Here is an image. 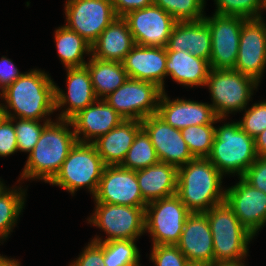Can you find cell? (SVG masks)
I'll use <instances>...</instances> for the list:
<instances>
[{
	"label": "cell",
	"instance_id": "1",
	"mask_svg": "<svg viewBox=\"0 0 266 266\" xmlns=\"http://www.w3.org/2000/svg\"><path fill=\"white\" fill-rule=\"evenodd\" d=\"M70 120L49 122L40 135L23 168L21 179H40L50 182L60 170L70 150L77 143L76 135L69 131Z\"/></svg>",
	"mask_w": 266,
	"mask_h": 266
},
{
	"label": "cell",
	"instance_id": "2",
	"mask_svg": "<svg viewBox=\"0 0 266 266\" xmlns=\"http://www.w3.org/2000/svg\"><path fill=\"white\" fill-rule=\"evenodd\" d=\"M55 84L46 73L32 69L24 73L0 93L7 107L14 110L17 119L40 121L42 117L55 111Z\"/></svg>",
	"mask_w": 266,
	"mask_h": 266
},
{
	"label": "cell",
	"instance_id": "3",
	"mask_svg": "<svg viewBox=\"0 0 266 266\" xmlns=\"http://www.w3.org/2000/svg\"><path fill=\"white\" fill-rule=\"evenodd\" d=\"M223 175L207 158H194L178 168L176 195L191 212H206L225 201Z\"/></svg>",
	"mask_w": 266,
	"mask_h": 266
},
{
	"label": "cell",
	"instance_id": "4",
	"mask_svg": "<svg viewBox=\"0 0 266 266\" xmlns=\"http://www.w3.org/2000/svg\"><path fill=\"white\" fill-rule=\"evenodd\" d=\"M257 158L254 138L242 130L238 122L215 128L212 150L207 159L222 175L237 173L240 178Z\"/></svg>",
	"mask_w": 266,
	"mask_h": 266
},
{
	"label": "cell",
	"instance_id": "5",
	"mask_svg": "<svg viewBox=\"0 0 266 266\" xmlns=\"http://www.w3.org/2000/svg\"><path fill=\"white\" fill-rule=\"evenodd\" d=\"M204 213L213 237L214 264L244 259L254 235L240 223L232 207L223 201Z\"/></svg>",
	"mask_w": 266,
	"mask_h": 266
},
{
	"label": "cell",
	"instance_id": "6",
	"mask_svg": "<svg viewBox=\"0 0 266 266\" xmlns=\"http://www.w3.org/2000/svg\"><path fill=\"white\" fill-rule=\"evenodd\" d=\"M105 167L92 142L77 141L49 183L60 186L71 194L85 186L94 196Z\"/></svg>",
	"mask_w": 266,
	"mask_h": 266
},
{
	"label": "cell",
	"instance_id": "7",
	"mask_svg": "<svg viewBox=\"0 0 266 266\" xmlns=\"http://www.w3.org/2000/svg\"><path fill=\"white\" fill-rule=\"evenodd\" d=\"M205 86L209 87L216 116L224 119L233 111L245 109L258 82L234 69H211Z\"/></svg>",
	"mask_w": 266,
	"mask_h": 266
},
{
	"label": "cell",
	"instance_id": "8",
	"mask_svg": "<svg viewBox=\"0 0 266 266\" xmlns=\"http://www.w3.org/2000/svg\"><path fill=\"white\" fill-rule=\"evenodd\" d=\"M190 214L176 194L147 203L145 231L152 236L153 245H176Z\"/></svg>",
	"mask_w": 266,
	"mask_h": 266
},
{
	"label": "cell",
	"instance_id": "9",
	"mask_svg": "<svg viewBox=\"0 0 266 266\" xmlns=\"http://www.w3.org/2000/svg\"><path fill=\"white\" fill-rule=\"evenodd\" d=\"M88 221L108 234L104 241L96 237L94 242L136 240L145 233V207L96 202L95 212Z\"/></svg>",
	"mask_w": 266,
	"mask_h": 266
},
{
	"label": "cell",
	"instance_id": "10",
	"mask_svg": "<svg viewBox=\"0 0 266 266\" xmlns=\"http://www.w3.org/2000/svg\"><path fill=\"white\" fill-rule=\"evenodd\" d=\"M162 89L156 84L128 78L104 100L125 120L142 121L157 114Z\"/></svg>",
	"mask_w": 266,
	"mask_h": 266
},
{
	"label": "cell",
	"instance_id": "11",
	"mask_svg": "<svg viewBox=\"0 0 266 266\" xmlns=\"http://www.w3.org/2000/svg\"><path fill=\"white\" fill-rule=\"evenodd\" d=\"M65 7V26L91 45L118 17L111 0H67Z\"/></svg>",
	"mask_w": 266,
	"mask_h": 266
},
{
	"label": "cell",
	"instance_id": "12",
	"mask_svg": "<svg viewBox=\"0 0 266 266\" xmlns=\"http://www.w3.org/2000/svg\"><path fill=\"white\" fill-rule=\"evenodd\" d=\"M211 33V69H234L240 42V33L246 18L219 15L204 17Z\"/></svg>",
	"mask_w": 266,
	"mask_h": 266
},
{
	"label": "cell",
	"instance_id": "13",
	"mask_svg": "<svg viewBox=\"0 0 266 266\" xmlns=\"http://www.w3.org/2000/svg\"><path fill=\"white\" fill-rule=\"evenodd\" d=\"M127 21L136 45L165 48L177 21L154 4L128 12Z\"/></svg>",
	"mask_w": 266,
	"mask_h": 266
},
{
	"label": "cell",
	"instance_id": "14",
	"mask_svg": "<svg viewBox=\"0 0 266 266\" xmlns=\"http://www.w3.org/2000/svg\"><path fill=\"white\" fill-rule=\"evenodd\" d=\"M96 202L146 207L140 192L136 171L120 165L106 166L94 195Z\"/></svg>",
	"mask_w": 266,
	"mask_h": 266
},
{
	"label": "cell",
	"instance_id": "15",
	"mask_svg": "<svg viewBox=\"0 0 266 266\" xmlns=\"http://www.w3.org/2000/svg\"><path fill=\"white\" fill-rule=\"evenodd\" d=\"M266 66V24L262 18L246 19L241 27L234 70L258 83Z\"/></svg>",
	"mask_w": 266,
	"mask_h": 266
},
{
	"label": "cell",
	"instance_id": "16",
	"mask_svg": "<svg viewBox=\"0 0 266 266\" xmlns=\"http://www.w3.org/2000/svg\"><path fill=\"white\" fill-rule=\"evenodd\" d=\"M141 125L149 136L160 161L179 168L194 159L181 130L172 127L157 114L145 117Z\"/></svg>",
	"mask_w": 266,
	"mask_h": 266
},
{
	"label": "cell",
	"instance_id": "17",
	"mask_svg": "<svg viewBox=\"0 0 266 266\" xmlns=\"http://www.w3.org/2000/svg\"><path fill=\"white\" fill-rule=\"evenodd\" d=\"M225 191V201L232 207L240 223L255 236L266 223V194L242 177Z\"/></svg>",
	"mask_w": 266,
	"mask_h": 266
},
{
	"label": "cell",
	"instance_id": "18",
	"mask_svg": "<svg viewBox=\"0 0 266 266\" xmlns=\"http://www.w3.org/2000/svg\"><path fill=\"white\" fill-rule=\"evenodd\" d=\"M176 246L188 262L214 264L213 237L204 212H194L187 217Z\"/></svg>",
	"mask_w": 266,
	"mask_h": 266
},
{
	"label": "cell",
	"instance_id": "19",
	"mask_svg": "<svg viewBox=\"0 0 266 266\" xmlns=\"http://www.w3.org/2000/svg\"><path fill=\"white\" fill-rule=\"evenodd\" d=\"M166 61V48L135 45L122 63L129 78L154 83L165 92Z\"/></svg>",
	"mask_w": 266,
	"mask_h": 266
},
{
	"label": "cell",
	"instance_id": "20",
	"mask_svg": "<svg viewBox=\"0 0 266 266\" xmlns=\"http://www.w3.org/2000/svg\"><path fill=\"white\" fill-rule=\"evenodd\" d=\"M157 115L180 130L191 125L213 124L221 120L211 105L178 98L171 101L165 92L160 96Z\"/></svg>",
	"mask_w": 266,
	"mask_h": 266
},
{
	"label": "cell",
	"instance_id": "21",
	"mask_svg": "<svg viewBox=\"0 0 266 266\" xmlns=\"http://www.w3.org/2000/svg\"><path fill=\"white\" fill-rule=\"evenodd\" d=\"M66 69L68 92L64 94L60 88L55 86V109L68 103L69 107L61 112L58 119L70 120L79 111L96 102L98 98L86 66Z\"/></svg>",
	"mask_w": 266,
	"mask_h": 266
},
{
	"label": "cell",
	"instance_id": "22",
	"mask_svg": "<svg viewBox=\"0 0 266 266\" xmlns=\"http://www.w3.org/2000/svg\"><path fill=\"white\" fill-rule=\"evenodd\" d=\"M123 120L125 119L104 99H98L70 119L77 141L88 143H91L93 138L96 140L107 134ZM79 134H83L84 139Z\"/></svg>",
	"mask_w": 266,
	"mask_h": 266
},
{
	"label": "cell",
	"instance_id": "23",
	"mask_svg": "<svg viewBox=\"0 0 266 266\" xmlns=\"http://www.w3.org/2000/svg\"><path fill=\"white\" fill-rule=\"evenodd\" d=\"M166 52L187 51L192 55L210 61L211 33L204 19L177 22L166 45Z\"/></svg>",
	"mask_w": 266,
	"mask_h": 266
},
{
	"label": "cell",
	"instance_id": "24",
	"mask_svg": "<svg viewBox=\"0 0 266 266\" xmlns=\"http://www.w3.org/2000/svg\"><path fill=\"white\" fill-rule=\"evenodd\" d=\"M141 129V121L123 120L107 134L93 139L92 143L106 166L121 165Z\"/></svg>",
	"mask_w": 266,
	"mask_h": 266
},
{
	"label": "cell",
	"instance_id": "25",
	"mask_svg": "<svg viewBox=\"0 0 266 266\" xmlns=\"http://www.w3.org/2000/svg\"><path fill=\"white\" fill-rule=\"evenodd\" d=\"M127 21L117 17L91 45V55L100 60L123 62L135 46Z\"/></svg>",
	"mask_w": 266,
	"mask_h": 266
},
{
	"label": "cell",
	"instance_id": "26",
	"mask_svg": "<svg viewBox=\"0 0 266 266\" xmlns=\"http://www.w3.org/2000/svg\"><path fill=\"white\" fill-rule=\"evenodd\" d=\"M136 176L140 192L147 203L176 194V166L159 161L145 169L137 170Z\"/></svg>",
	"mask_w": 266,
	"mask_h": 266
},
{
	"label": "cell",
	"instance_id": "27",
	"mask_svg": "<svg viewBox=\"0 0 266 266\" xmlns=\"http://www.w3.org/2000/svg\"><path fill=\"white\" fill-rule=\"evenodd\" d=\"M210 62L187 51L167 52L166 76L178 84L204 86L210 73Z\"/></svg>",
	"mask_w": 266,
	"mask_h": 266
},
{
	"label": "cell",
	"instance_id": "28",
	"mask_svg": "<svg viewBox=\"0 0 266 266\" xmlns=\"http://www.w3.org/2000/svg\"><path fill=\"white\" fill-rule=\"evenodd\" d=\"M85 66L90 73L94 92L98 99H104V96L107 97L129 78L121 62L91 57Z\"/></svg>",
	"mask_w": 266,
	"mask_h": 266
},
{
	"label": "cell",
	"instance_id": "29",
	"mask_svg": "<svg viewBox=\"0 0 266 266\" xmlns=\"http://www.w3.org/2000/svg\"><path fill=\"white\" fill-rule=\"evenodd\" d=\"M58 56L66 68L83 67L84 53H91V44L75 31L61 26L55 31Z\"/></svg>",
	"mask_w": 266,
	"mask_h": 266
},
{
	"label": "cell",
	"instance_id": "30",
	"mask_svg": "<svg viewBox=\"0 0 266 266\" xmlns=\"http://www.w3.org/2000/svg\"><path fill=\"white\" fill-rule=\"evenodd\" d=\"M19 189L8 190L0 183V240L8 237L23 209L25 192Z\"/></svg>",
	"mask_w": 266,
	"mask_h": 266
},
{
	"label": "cell",
	"instance_id": "31",
	"mask_svg": "<svg viewBox=\"0 0 266 266\" xmlns=\"http://www.w3.org/2000/svg\"><path fill=\"white\" fill-rule=\"evenodd\" d=\"M159 161L160 160L149 136L143 129H141L135 136L133 144L120 166L137 171L154 165Z\"/></svg>",
	"mask_w": 266,
	"mask_h": 266
},
{
	"label": "cell",
	"instance_id": "32",
	"mask_svg": "<svg viewBox=\"0 0 266 266\" xmlns=\"http://www.w3.org/2000/svg\"><path fill=\"white\" fill-rule=\"evenodd\" d=\"M104 266H140V253L135 240L103 242Z\"/></svg>",
	"mask_w": 266,
	"mask_h": 266
},
{
	"label": "cell",
	"instance_id": "33",
	"mask_svg": "<svg viewBox=\"0 0 266 266\" xmlns=\"http://www.w3.org/2000/svg\"><path fill=\"white\" fill-rule=\"evenodd\" d=\"M213 124L191 125L181 129L183 139L194 158H207L215 137Z\"/></svg>",
	"mask_w": 266,
	"mask_h": 266
},
{
	"label": "cell",
	"instance_id": "34",
	"mask_svg": "<svg viewBox=\"0 0 266 266\" xmlns=\"http://www.w3.org/2000/svg\"><path fill=\"white\" fill-rule=\"evenodd\" d=\"M205 0H153V4L169 13L177 22L204 19Z\"/></svg>",
	"mask_w": 266,
	"mask_h": 266
},
{
	"label": "cell",
	"instance_id": "35",
	"mask_svg": "<svg viewBox=\"0 0 266 266\" xmlns=\"http://www.w3.org/2000/svg\"><path fill=\"white\" fill-rule=\"evenodd\" d=\"M51 122L47 119L43 125L37 120L20 119L14 125L18 151L31 152L38 142L43 128Z\"/></svg>",
	"mask_w": 266,
	"mask_h": 266
},
{
	"label": "cell",
	"instance_id": "36",
	"mask_svg": "<svg viewBox=\"0 0 266 266\" xmlns=\"http://www.w3.org/2000/svg\"><path fill=\"white\" fill-rule=\"evenodd\" d=\"M215 14L241 16L246 19L261 18L262 0H215Z\"/></svg>",
	"mask_w": 266,
	"mask_h": 266
},
{
	"label": "cell",
	"instance_id": "37",
	"mask_svg": "<svg viewBox=\"0 0 266 266\" xmlns=\"http://www.w3.org/2000/svg\"><path fill=\"white\" fill-rule=\"evenodd\" d=\"M0 116V156H8L18 151L16 133L14 129L15 114L10 110H1ZM14 115V116H13Z\"/></svg>",
	"mask_w": 266,
	"mask_h": 266
},
{
	"label": "cell",
	"instance_id": "38",
	"mask_svg": "<svg viewBox=\"0 0 266 266\" xmlns=\"http://www.w3.org/2000/svg\"><path fill=\"white\" fill-rule=\"evenodd\" d=\"M238 123L253 138L263 132L266 129V101L253 104L248 111L245 108V115Z\"/></svg>",
	"mask_w": 266,
	"mask_h": 266
},
{
	"label": "cell",
	"instance_id": "39",
	"mask_svg": "<svg viewBox=\"0 0 266 266\" xmlns=\"http://www.w3.org/2000/svg\"><path fill=\"white\" fill-rule=\"evenodd\" d=\"M150 255L156 266H185L188 263L176 245H153Z\"/></svg>",
	"mask_w": 266,
	"mask_h": 266
},
{
	"label": "cell",
	"instance_id": "40",
	"mask_svg": "<svg viewBox=\"0 0 266 266\" xmlns=\"http://www.w3.org/2000/svg\"><path fill=\"white\" fill-rule=\"evenodd\" d=\"M242 178L252 187L266 194V157H258Z\"/></svg>",
	"mask_w": 266,
	"mask_h": 266
},
{
	"label": "cell",
	"instance_id": "41",
	"mask_svg": "<svg viewBox=\"0 0 266 266\" xmlns=\"http://www.w3.org/2000/svg\"><path fill=\"white\" fill-rule=\"evenodd\" d=\"M103 242L91 241L70 266H104Z\"/></svg>",
	"mask_w": 266,
	"mask_h": 266
},
{
	"label": "cell",
	"instance_id": "42",
	"mask_svg": "<svg viewBox=\"0 0 266 266\" xmlns=\"http://www.w3.org/2000/svg\"><path fill=\"white\" fill-rule=\"evenodd\" d=\"M23 73H20L15 67L14 63L7 59L6 57H2L0 60V89L3 91L9 85L14 83L16 79L21 77Z\"/></svg>",
	"mask_w": 266,
	"mask_h": 266
},
{
	"label": "cell",
	"instance_id": "43",
	"mask_svg": "<svg viewBox=\"0 0 266 266\" xmlns=\"http://www.w3.org/2000/svg\"><path fill=\"white\" fill-rule=\"evenodd\" d=\"M111 2L118 17H123L130 11L153 4V0H111Z\"/></svg>",
	"mask_w": 266,
	"mask_h": 266
},
{
	"label": "cell",
	"instance_id": "44",
	"mask_svg": "<svg viewBox=\"0 0 266 266\" xmlns=\"http://www.w3.org/2000/svg\"><path fill=\"white\" fill-rule=\"evenodd\" d=\"M254 140L258 157H266V129L257 135Z\"/></svg>",
	"mask_w": 266,
	"mask_h": 266
},
{
	"label": "cell",
	"instance_id": "45",
	"mask_svg": "<svg viewBox=\"0 0 266 266\" xmlns=\"http://www.w3.org/2000/svg\"><path fill=\"white\" fill-rule=\"evenodd\" d=\"M0 266H20V263L16 259L0 256Z\"/></svg>",
	"mask_w": 266,
	"mask_h": 266
},
{
	"label": "cell",
	"instance_id": "46",
	"mask_svg": "<svg viewBox=\"0 0 266 266\" xmlns=\"http://www.w3.org/2000/svg\"><path fill=\"white\" fill-rule=\"evenodd\" d=\"M212 266H244L242 259L237 261H224L213 264Z\"/></svg>",
	"mask_w": 266,
	"mask_h": 266
},
{
	"label": "cell",
	"instance_id": "47",
	"mask_svg": "<svg viewBox=\"0 0 266 266\" xmlns=\"http://www.w3.org/2000/svg\"><path fill=\"white\" fill-rule=\"evenodd\" d=\"M185 266H209L202 263L188 262Z\"/></svg>",
	"mask_w": 266,
	"mask_h": 266
},
{
	"label": "cell",
	"instance_id": "48",
	"mask_svg": "<svg viewBox=\"0 0 266 266\" xmlns=\"http://www.w3.org/2000/svg\"><path fill=\"white\" fill-rule=\"evenodd\" d=\"M261 9H266V0H262V7Z\"/></svg>",
	"mask_w": 266,
	"mask_h": 266
}]
</instances>
